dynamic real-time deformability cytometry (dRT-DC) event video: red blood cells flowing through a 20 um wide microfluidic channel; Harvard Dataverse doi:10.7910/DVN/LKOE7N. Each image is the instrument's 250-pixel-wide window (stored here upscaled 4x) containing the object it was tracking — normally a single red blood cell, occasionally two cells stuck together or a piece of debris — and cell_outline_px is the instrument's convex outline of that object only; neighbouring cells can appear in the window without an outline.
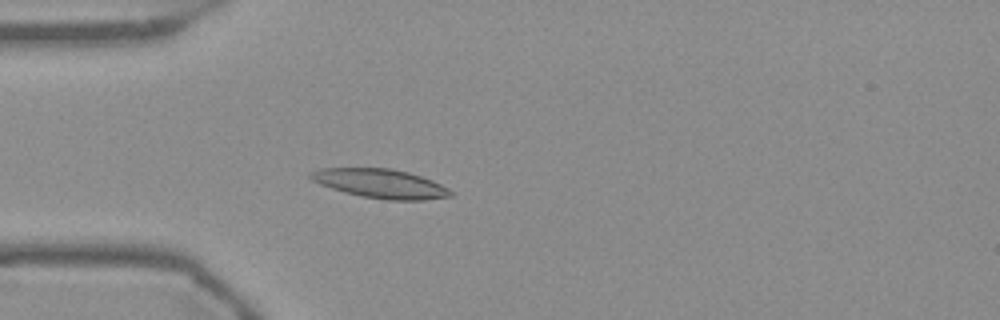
{"species": "Egyptian fruit bat (a non-hibernating species)", "species_latin": "Rousettus aegyptiacus", "temperature_condition": "warm", "stored_images_in_passage": 55, "camera_frame_rate_fps": 3000, "um_per_image_px": 0.085, "frame": {"image": 1, "passage_image": 16, "time_ms": 5.0, "image_size_px": [1000, 320], "cell_outline_px": [[452, 196], [424, 200], [388, 200], [360, 196], [344, 192], [320, 184], [312, 180], [308, 176], [308, 172], [320, 168], [392, 168], [408, 172], [432, 180], [448, 188], [452, 192]], "centroid_in_image_um": [32.32, 15.6], "position_along_channel_um": 52.7, "area_um2": 23.76}}
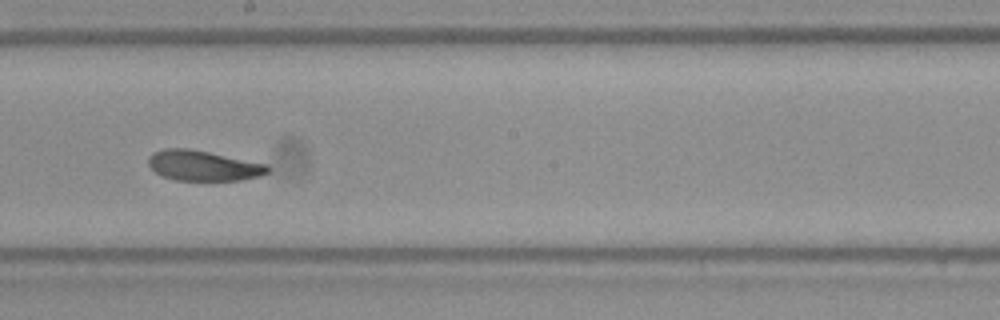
{"frame": {"image": 2, "passage_image": 31, "time_ms": 10.0, "image_size_px": [1000, 320], "cell_outline_px": [[272, 168], [268, 172], [260, 176], [240, 180], [176, 180], [160, 176], [148, 164], [148, 156], [152, 152], [164, 148], [188, 148], [268, 164]], "centroid_in_image_um": [17.27, 14.07], "position_along_channel_um": 230.9, "area_um2": 21.15}}
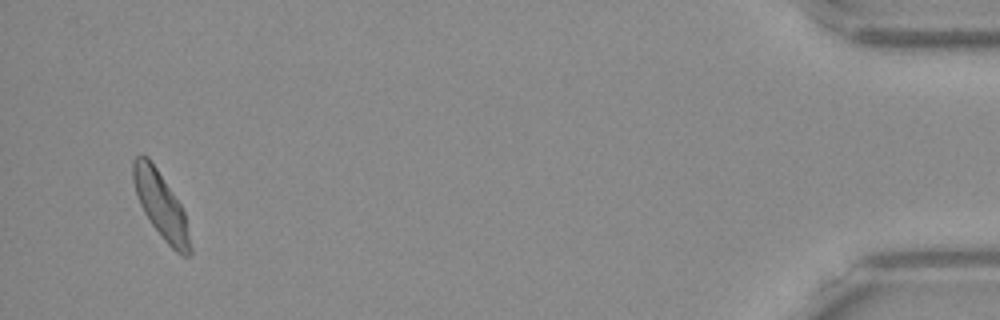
{"frame": {"image": 3, "passage_image": 53, "time_ms": 17.333, "image_size_px": [1000, 320], "cell_outline_px": [[192, 252], [188, 256], [184, 256], [176, 252], [164, 240], [152, 224], [144, 212], [140, 204], [132, 180], [132, 160], [140, 152], [148, 156], [180, 204], [184, 212], [192, 248]], "centroid_in_image_um": [13.66, 17.42], "position_along_channel_um": 421.5, "area_um2": 21.73}, "authors_computed_cell_mechanics": {"area_um2": 21.8484, "velocity_mm_per_s": 3.7133, "shape_relaxation_time_tau1_ms": 5.9226, "shape_relaxation_time_tau2_ms": 2.9185, "deformation_change_tau1": 0.1463, "deformation_change_tau2": 0.0839}}